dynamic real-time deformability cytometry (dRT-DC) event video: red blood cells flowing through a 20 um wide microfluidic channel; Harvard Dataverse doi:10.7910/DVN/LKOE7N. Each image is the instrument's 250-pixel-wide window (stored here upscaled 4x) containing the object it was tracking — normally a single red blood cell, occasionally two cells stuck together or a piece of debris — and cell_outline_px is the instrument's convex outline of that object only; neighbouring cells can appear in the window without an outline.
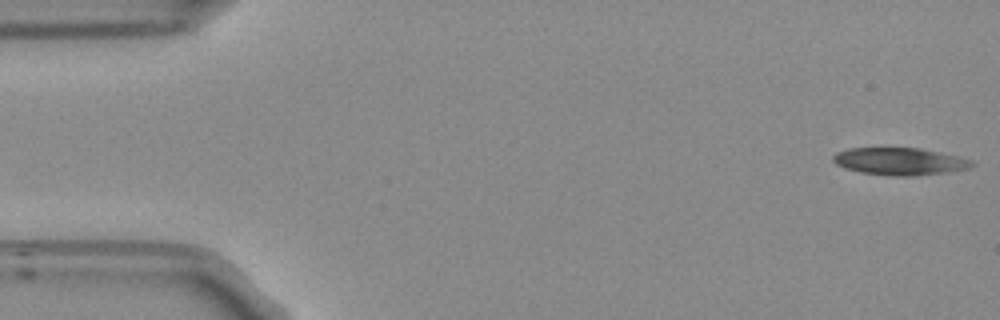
{"species": "Egyptian fruit bat (a non-hibernating species)", "species_latin": "Rousettus aegyptiacus", "temperature_condition": "room temperature", "stored_images_in_passage": 52, "camera_frame_rate_fps": 3000, "um_per_image_px": 0.085, "frame": {"image": 1, "passage_image": 1, "time_ms": 0.0, "image_size_px": [1000, 320], "cell_outline_px": [[976, 164], [968, 168], [944, 172], [912, 176], [892, 176], [860, 172], [844, 168], [836, 164], [832, 160], [832, 156], [836, 152], [852, 148], [920, 148], [956, 156], [972, 160]], "centroid_in_image_um": [76.44, 13.72], "position_along_channel_um": 8.6, "area_um2": 21.91}}
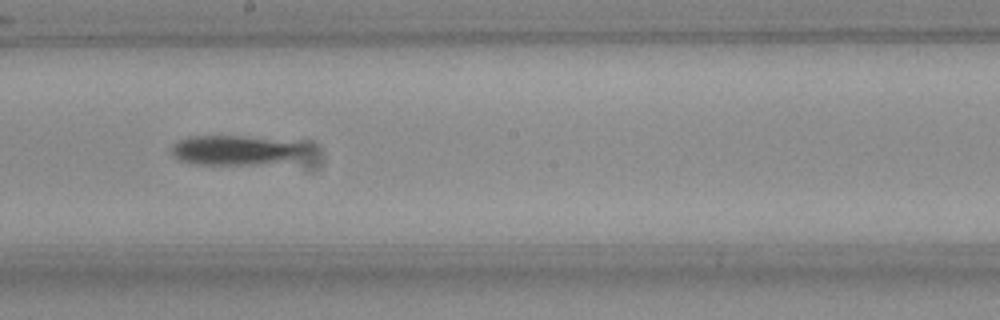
{"frame": {"image": 2, "passage_image": 28, "time_ms": 9.0, "image_size_px": [1000, 320], "cell_outline_px": [[308, 148], [292, 156], [280, 160], [256, 164], [192, 164], [180, 160], [172, 152], [172, 144], [188, 136], [240, 136], [308, 144]], "centroid_in_image_um": [19.86, 12.75], "position_along_channel_um": 228.3, "area_um2": 22.2}}
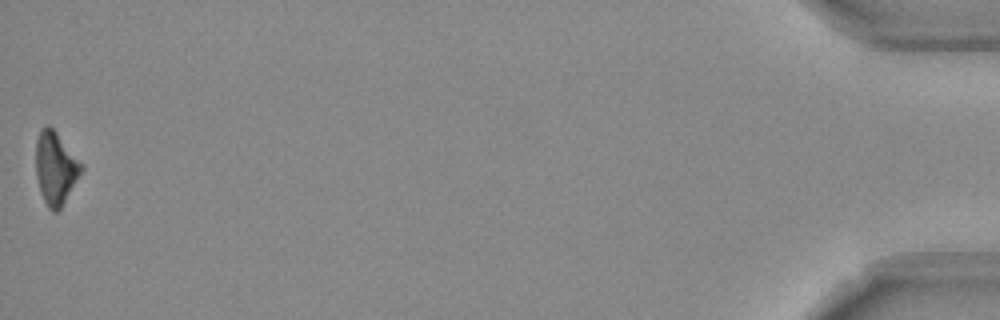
{"frame": {"image": 3, "passage_image": 52, "time_ms": 17.0, "image_size_px": [1000, 320], "cell_outline_px": [[84, 168], [60, 208], [56, 212], [52, 212], [48, 208], [40, 192], [36, 176], [36, 140], [40, 128], [48, 124], [56, 132]], "centroid_in_image_um": [4.68, 14.29], "position_along_channel_um": 430.5, "area_um2": 18.84}, "authors_computed_cell_mechanics": {"area_um2": 21.4438, "velocity_mm_per_s": 3.8145, "shape_relaxation_time_tau1_ms": 3.3775, "shape_relaxation_time_tau2_ms": null, "deformation_change_tau1": 0.1322, "deformation_change_tau2": null}}